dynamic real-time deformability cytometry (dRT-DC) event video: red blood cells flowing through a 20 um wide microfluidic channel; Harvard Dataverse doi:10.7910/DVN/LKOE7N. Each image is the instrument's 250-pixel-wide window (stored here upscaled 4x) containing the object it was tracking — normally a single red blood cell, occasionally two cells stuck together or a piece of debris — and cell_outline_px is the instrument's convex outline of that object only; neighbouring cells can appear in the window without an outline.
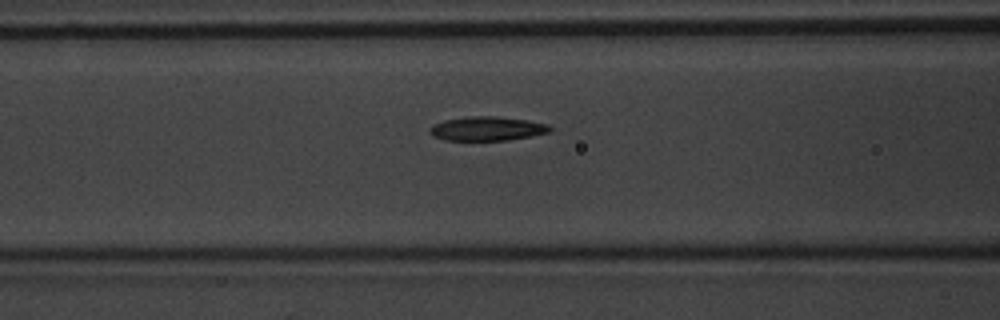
{"species": "common noctule bat (a hibernating species)", "species_latin": "Nyctalus noctula", "temperature_condition": "warm", "stored_images_in_passage": 37, "camera_frame_rate_fps": 3000, "um_per_image_px": 0.085, "animal": {"sex": "male", "body_mass_g": 20.1, "forearm_length_mm": 53.5}, "frame": {"image": 1, "passage_image": 9, "time_ms": 2.667, "image_size_px": [1000, 320], "cell_outline_px": [[552, 132], [532, 136], [508, 140], [444, 140], [432, 136], [428, 132], [428, 128], [432, 124], [444, 120], [472, 116], [496, 116], [528, 120], [548, 124], [552, 128]], "centroid_in_image_um": [41.4, 10.93], "position_along_channel_um": 125.2, "area_um2": 17.11}}
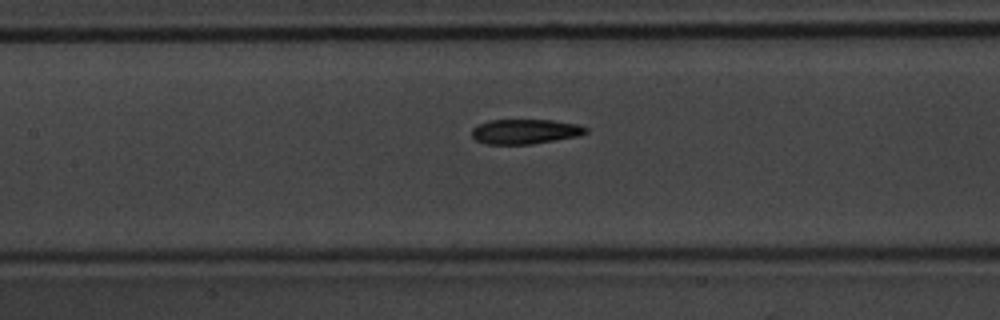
{"frame": {"image": 2, "passage_image": 12, "time_ms": 3.667, "image_size_px": [1000, 320], "cell_outline_px": [[588, 132], [576, 136], [532, 144], [488, 144], [476, 140], [472, 136], [472, 128], [476, 124], [492, 120], [552, 120], [580, 124], [588, 128]], "centroid_in_image_um": [44.63, 11.17], "position_along_channel_um": 162.8, "area_um2": 16.47}}
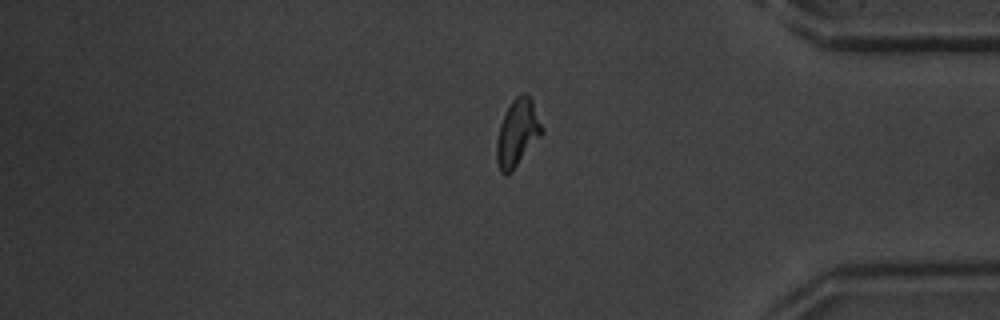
{"frame": {"image": 3, "passage_image": 32, "time_ms": 10.333, "image_size_px": [1000, 320], "cell_outline_px": [[544, 132], [512, 172], [508, 176], [504, 176], [500, 172], [496, 160], [496, 140], [500, 124], [512, 100], [520, 92], [524, 92], [532, 100], [544, 128]], "centroid_in_image_um": [43.98, 11.33], "position_along_channel_um": 391.2, "area_um2": 17.92}}